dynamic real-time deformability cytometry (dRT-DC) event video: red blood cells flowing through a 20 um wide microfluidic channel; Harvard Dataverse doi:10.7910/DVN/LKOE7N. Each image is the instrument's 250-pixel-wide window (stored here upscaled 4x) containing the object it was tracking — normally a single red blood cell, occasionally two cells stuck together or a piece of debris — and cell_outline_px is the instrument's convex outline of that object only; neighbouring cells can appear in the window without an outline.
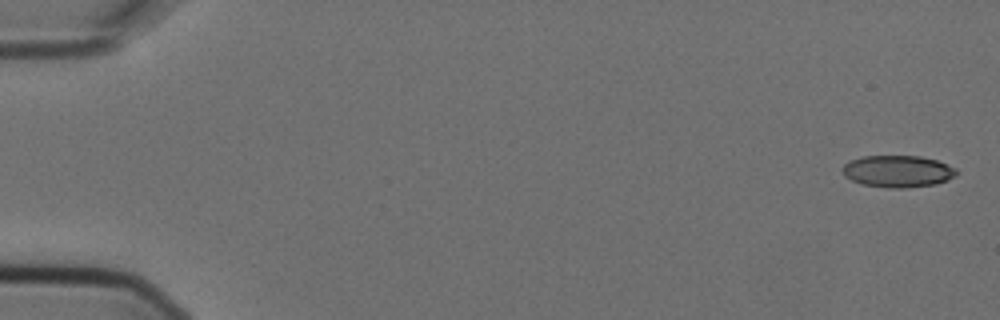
{"species": "Egyptian fruit bat (a non-hibernating species)", "species_latin": "Rousettus aegyptiacus", "temperature_condition": "cold", "stored_images_in_passage": 6, "camera_frame_rate_fps": 3000, "um_per_image_px": 0.085, "animal": {"sex": "female"}, "frame": {"image": 1, "passage_image": 1, "time_ms": 0.0, "image_size_px": [1000, 320], "cell_outline_px": [[960, 172], [956, 176], [948, 180], [936, 184], [904, 188], [892, 188], [864, 184], [852, 180], [844, 176], [840, 168], [844, 164], [852, 160], [864, 156], [920, 156], [936, 160], [956, 168]], "centroid_in_image_um": [76.34, 14.56], "position_along_channel_um": 8.7, "area_um2": 21.21}}
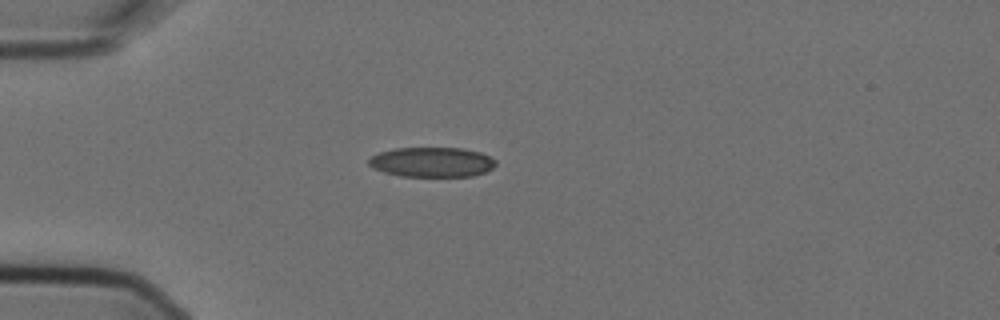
{"frame": {"image": 2, "passage_image": 5, "time_ms": 1.333, "image_size_px": [1000, 320], "cell_outline_px": [[496, 164], [492, 168], [484, 172], [472, 176], [400, 176], [384, 172], [372, 168], [368, 164], [368, 160], [372, 156], [380, 152], [396, 148], [460, 148], [480, 152], [496, 160]], "centroid_in_image_um": [36.7, 13.78], "position_along_channel_um": 48.3, "area_um2": 21.96}}
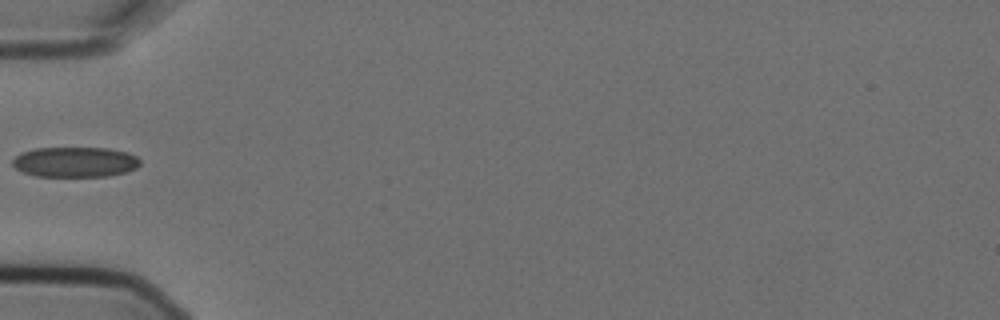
{"frame": {"image": 3, "passage_image": 6, "time_ms": 1.667, "image_size_px": [1000, 320], "cell_outline_px": [[140, 164], [136, 168], [128, 172], [108, 176], [36, 176], [20, 172], [12, 164], [12, 160], [20, 152], [36, 148], [108, 148], [128, 152], [136, 156], [140, 160]], "centroid_in_image_um": [6.38, 13.77], "position_along_channel_um": 78.6, "area_um2": 22.66}}